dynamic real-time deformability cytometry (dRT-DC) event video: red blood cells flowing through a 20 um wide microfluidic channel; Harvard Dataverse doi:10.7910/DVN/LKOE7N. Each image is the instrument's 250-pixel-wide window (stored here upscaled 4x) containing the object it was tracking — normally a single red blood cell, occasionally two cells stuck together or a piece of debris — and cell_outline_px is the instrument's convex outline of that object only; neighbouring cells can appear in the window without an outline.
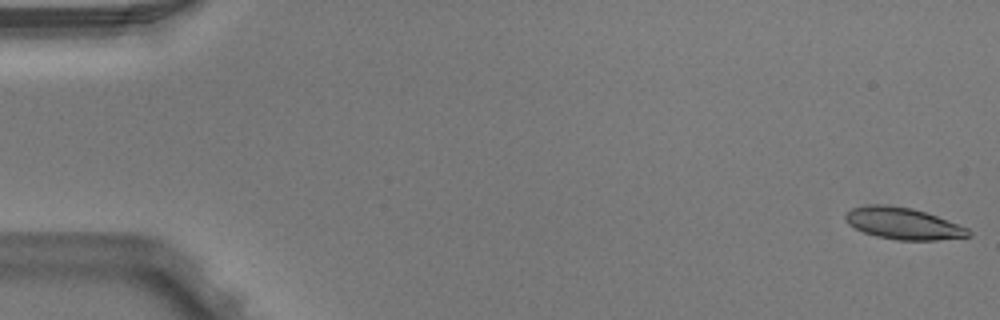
{"species": "Egyptian fruit bat (a non-hibernating species)", "species_latin": "Rousettus aegyptiacus", "temperature_condition": "warm", "stored_images_in_passage": 6, "camera_frame_rate_fps": 3000, "um_per_image_px": 0.085, "animal": {"sex": "male"}, "frame": {"image": 1, "passage_image": 1, "time_ms": 0.0, "image_size_px": [1000, 320], "cell_outline_px": [[972, 236], [936, 240], [900, 240], [876, 236], [864, 232], [848, 224], [844, 220], [844, 212], [852, 208], [868, 204], [884, 204], [912, 208], [936, 216], [968, 228], [972, 232]], "centroid_in_image_um": [76.73, 18.99], "position_along_channel_um": 8.3, "area_um2": 22.72}}
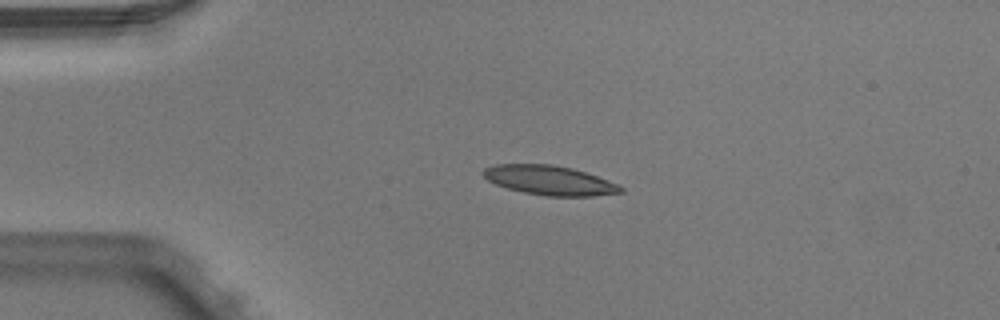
{"frame": {"image": 2, "passage_image": 4, "time_ms": 1.0, "image_size_px": [1000, 320], "cell_outline_px": [[624, 192], [592, 196], [548, 196], [524, 192], [508, 188], [496, 184], [488, 180], [480, 172], [484, 168], [496, 164], [552, 164], [572, 168], [620, 184], [624, 188]], "centroid_in_image_um": [46.72, 15.32], "position_along_channel_um": 38.3, "area_um2": 23.52}}